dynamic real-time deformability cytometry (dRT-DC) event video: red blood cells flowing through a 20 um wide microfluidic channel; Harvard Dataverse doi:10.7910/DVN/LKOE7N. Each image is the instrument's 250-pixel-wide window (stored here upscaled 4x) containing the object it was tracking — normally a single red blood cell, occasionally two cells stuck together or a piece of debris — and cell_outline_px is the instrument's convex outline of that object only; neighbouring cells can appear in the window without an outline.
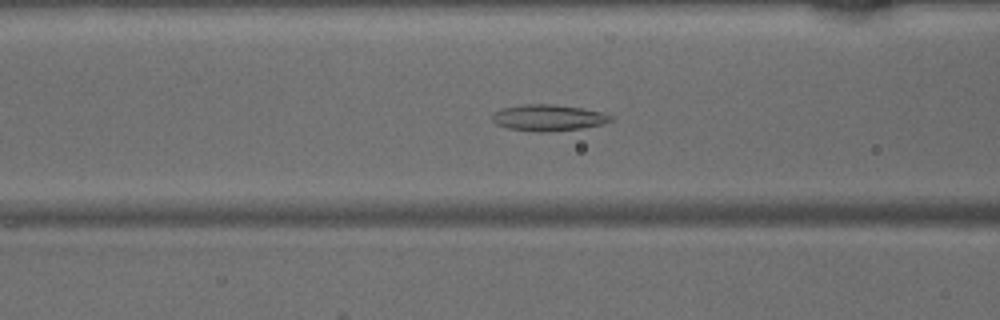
{"species": "common noctule bat (a hibernating species)", "species_latin": "Nyctalus noctula", "temperature_condition": "warm", "stored_images_in_passage": 35, "camera_frame_rate_fps": 3000, "um_per_image_px": 0.085, "animal": {"sex": "male", "body_mass_g": 15.6}, "frame": {"image": 1, "passage_image": 6, "time_ms": 1.667, "image_size_px": [1000, 320], "cell_outline_px": [[612, 120], [604, 124], [584, 128], [548, 132], [532, 132], [508, 128], [496, 124], [492, 120], [492, 112], [504, 108], [520, 104], [552, 104], [580, 108], [604, 112], [612, 116]], "centroid_in_image_um": [46.6, 10.01], "position_along_channel_um": 120.0, "area_um2": 18.38}}
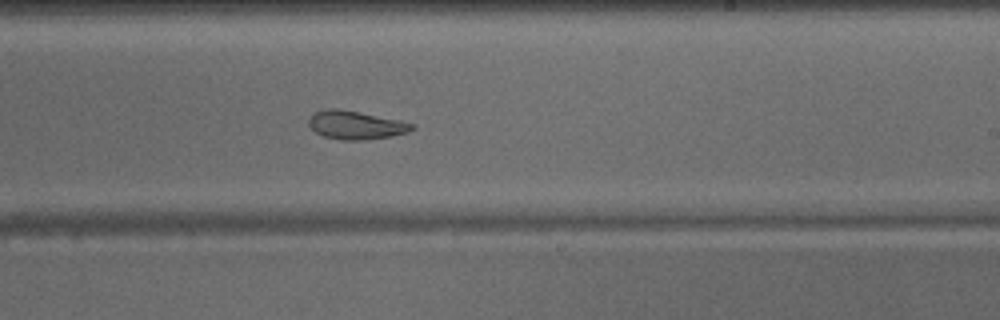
{"frame": {"image": 2, "passage_image": 16, "time_ms": 5.0, "image_size_px": [1000, 320], "cell_outline_px": [[416, 128], [408, 132], [392, 136], [364, 140], [340, 140], [324, 136], [316, 132], [308, 124], [308, 120], [316, 112], [324, 108], [340, 108], [400, 120], [416, 124]], "centroid_in_image_um": [30.27, 10.62], "position_along_channel_um": 258.7, "area_um2": 17.22}}
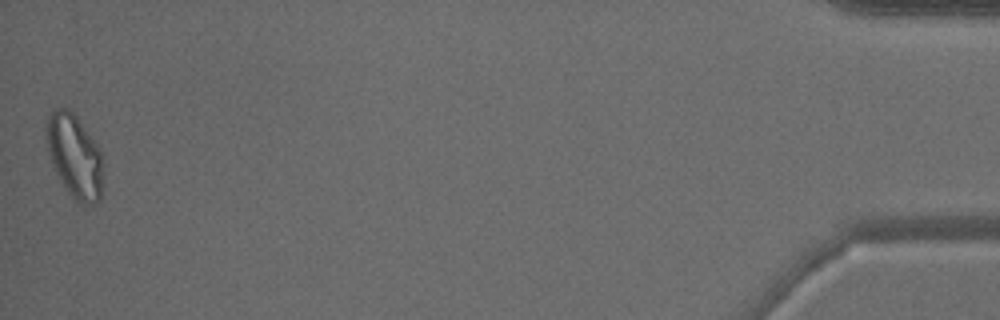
{"frame": {"image": 3, "passage_image": 35, "time_ms": 11.333, "image_size_px": [1000, 320], "cell_outline_px": [[100, 200], [96, 204], [80, 204], [68, 192], [56, 172], [52, 164], [48, 152], [44, 132], [44, 128], [52, 112], [56, 108], [68, 108], [76, 116], [96, 144], [100, 152]], "centroid_in_image_um": [6.28, 13.25], "position_along_channel_um": 428.9, "area_um2": 26.88}}